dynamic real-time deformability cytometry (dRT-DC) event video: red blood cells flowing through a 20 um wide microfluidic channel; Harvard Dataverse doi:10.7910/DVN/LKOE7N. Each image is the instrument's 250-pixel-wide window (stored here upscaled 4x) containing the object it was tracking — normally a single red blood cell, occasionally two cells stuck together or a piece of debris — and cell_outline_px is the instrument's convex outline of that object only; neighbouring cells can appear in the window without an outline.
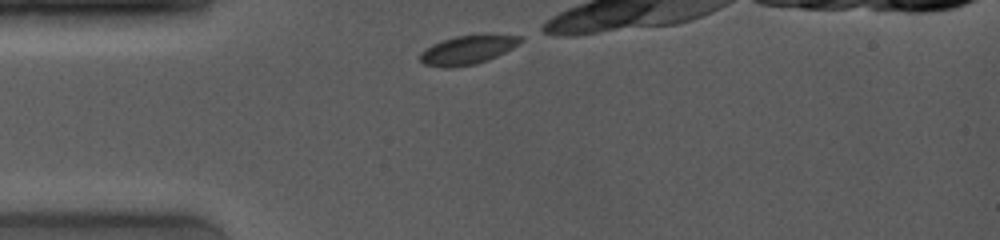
{"species": "common noctule bat (a hibernating species)", "species_latin": "Nyctalus noctula", "temperature_condition": "room temperature", "stored_images_in_passage": 5, "camera_frame_rate_fps": 4000, "um_per_image_px": 0.085, "animal": {"sex": "female", "body_mass_g": 19.0, "forearm_length_mm": 53.3}, "frame": {"image": 1, "passage_image": 1, "time_ms": 0.0, "image_size_px": [1000, 240], "cell_outline_px": [[524, 40], [512, 48], [488, 60], [476, 64], [448, 68], [444, 68], [424, 64], [420, 60], [420, 52], [424, 48], [432, 44], [456, 36], [484, 32], [492, 32], [520, 36]], "centroid_in_image_um": [39.78, 4.2], "position_along_channel_um": 45.2, "area_um2": 17.46}}